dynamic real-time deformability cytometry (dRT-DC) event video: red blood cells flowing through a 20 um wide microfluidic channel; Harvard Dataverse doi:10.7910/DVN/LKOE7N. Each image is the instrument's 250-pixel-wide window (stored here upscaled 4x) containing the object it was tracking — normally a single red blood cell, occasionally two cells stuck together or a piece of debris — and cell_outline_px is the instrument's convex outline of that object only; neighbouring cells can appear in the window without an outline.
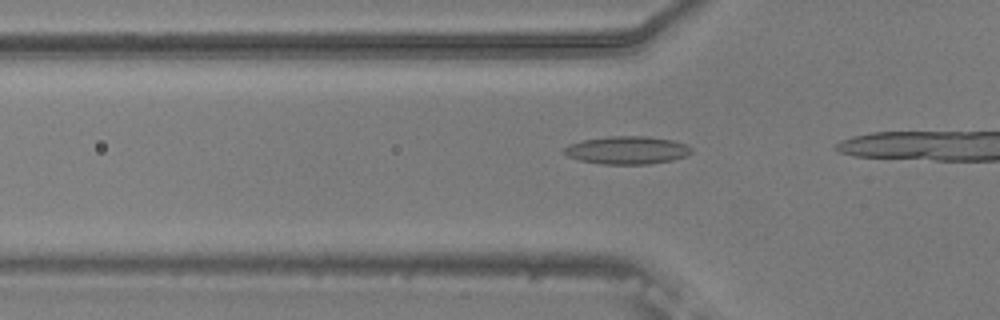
{"species": "common noctule bat (a hibernating species)", "species_latin": "Nyctalus noctula", "temperature_condition": "warm", "stored_images_in_passage": 8, "camera_frame_rate_fps": 3000, "um_per_image_px": 0.085, "animal": {"sex": "male", "body_mass_g": 20.5, "forearm_length_mm": 52.5}, "frame": {"image": 1, "passage_image": 5, "time_ms": 1.333, "image_size_px": [1000, 320], "cell_outline_px": [[692, 152], [684, 156], [672, 160], [648, 164], [600, 164], [580, 160], [568, 156], [564, 152], [564, 148], [568, 144], [584, 140], [608, 136], [648, 136], [672, 140], [684, 144], [692, 148]], "centroid_in_image_um": [53.29, 12.76], "position_along_channel_um": 72.5, "area_um2": 20.58}}